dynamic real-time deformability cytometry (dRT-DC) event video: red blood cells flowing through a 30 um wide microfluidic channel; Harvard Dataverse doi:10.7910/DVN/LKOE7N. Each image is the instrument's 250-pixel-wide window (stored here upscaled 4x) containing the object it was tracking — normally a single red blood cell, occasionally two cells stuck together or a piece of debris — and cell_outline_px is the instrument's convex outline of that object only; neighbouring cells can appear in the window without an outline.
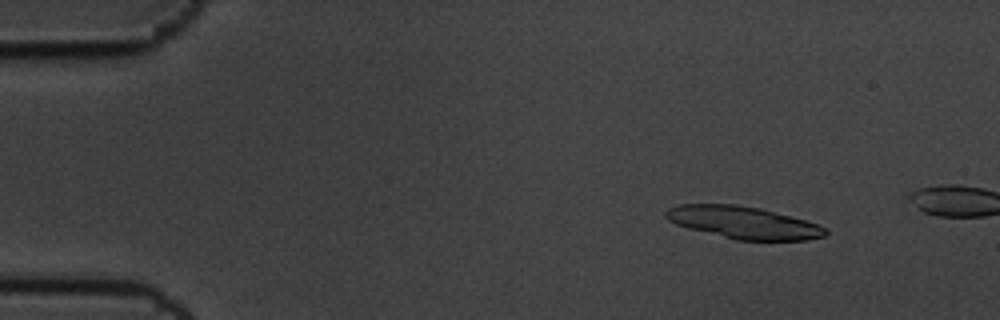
{"species": "common noctule bat (a hibernating species)", "species_latin": "Nyctalus noctula", "temperature_condition": "cold", "stored_images_in_passage": 5, "camera_frame_rate_fps": 3000, "um_per_image_px": 0.085, "animal": {"sex": "male", "body_mass_g": 19.5, "forearm_length_mm": 54.6}, "frame": {"image": 1, "passage_image": 2, "time_ms": 0.333, "image_size_px": [1000, 320], "cell_outline_px": [[828, 232], [824, 236], [808, 240], [736, 240], [688, 228], [676, 224], [668, 220], [664, 216], [664, 212], [668, 208], [680, 204], [736, 204], [760, 208], [804, 220], [816, 224], [824, 228]], "centroid_in_image_um": [63.14, 18.91], "position_along_channel_um": 21.9, "area_um2": 29.82}}